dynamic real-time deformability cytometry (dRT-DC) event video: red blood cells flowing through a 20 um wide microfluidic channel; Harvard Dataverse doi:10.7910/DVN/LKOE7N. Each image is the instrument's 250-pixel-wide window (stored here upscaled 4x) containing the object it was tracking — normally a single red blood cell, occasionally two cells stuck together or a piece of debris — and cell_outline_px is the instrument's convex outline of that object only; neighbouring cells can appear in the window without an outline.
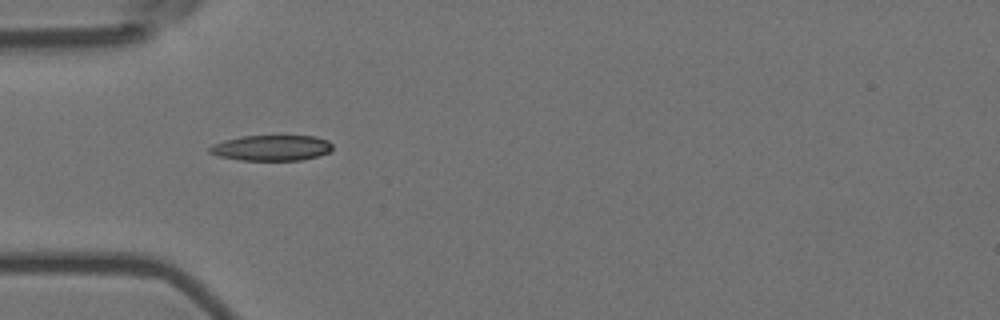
{"species": "Egyptian fruit bat (a non-hibernating species)", "species_latin": "Rousettus aegyptiacus", "temperature_condition": "room temperature", "stored_images_in_passage": 3, "camera_frame_rate_fps": 3000, "um_per_image_px": 0.085, "animal": {"sex": "female"}, "frame": {"image": 1, "passage_image": 1, "time_ms": 0.0, "image_size_px": [1000, 320], "cell_outline_px": [[332, 148], [328, 152], [320, 156], [300, 160], [240, 160], [220, 156], [208, 152], [208, 148], [212, 144], [224, 140], [240, 136], [316, 136], [328, 140], [332, 144]], "centroid_in_image_um": [23.08, 12.56], "position_along_channel_um": 61.9, "area_um2": 18.38}}
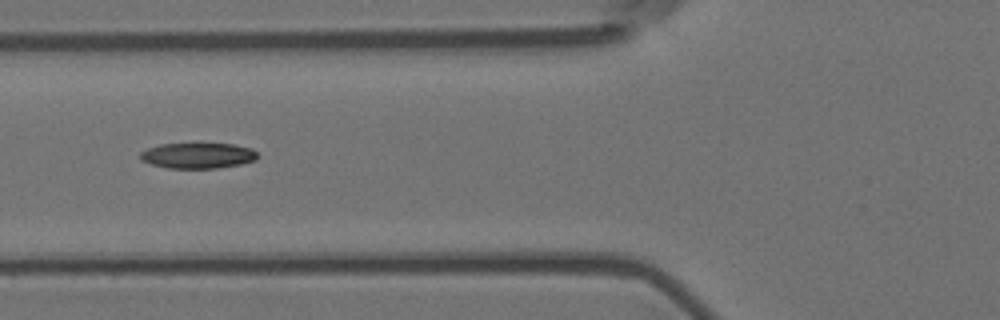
{"frame": {"image": 2, "passage_image": 2, "time_ms": 0.333, "image_size_px": [1000, 320], "cell_outline_px": [[256, 160], [240, 164], [216, 168], [168, 168], [152, 164], [140, 160], [140, 152], [148, 148], [160, 144], [200, 140], [232, 144], [252, 148], [256, 152]], "centroid_in_image_um": [16.8, 13.16], "position_along_channel_um": 109.0, "area_um2": 18.38}}
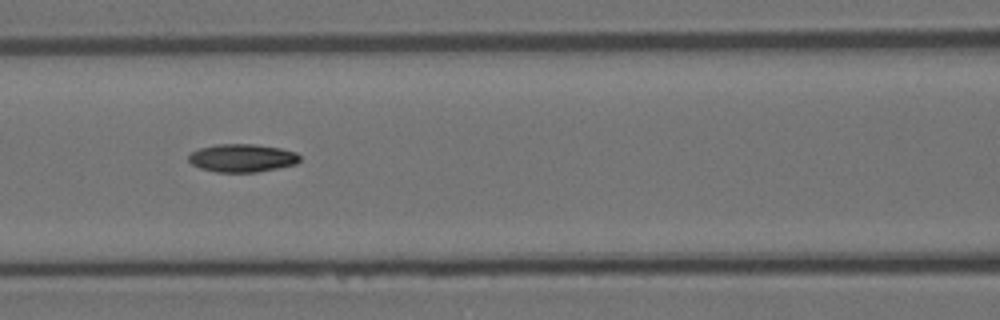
{"frame": {"image": 3, "passage_image": 3, "time_ms": 0.667, "image_size_px": [1000, 320], "cell_outline_px": [[300, 160], [296, 164], [256, 172], [216, 172], [200, 168], [192, 164], [188, 160], [188, 156], [192, 152], [200, 148], [216, 144], [252, 144], [280, 148], [296, 152], [300, 156]], "centroid_in_image_um": [20.57, 13.43], "position_along_channel_um": 146.0, "area_um2": 18.09}}